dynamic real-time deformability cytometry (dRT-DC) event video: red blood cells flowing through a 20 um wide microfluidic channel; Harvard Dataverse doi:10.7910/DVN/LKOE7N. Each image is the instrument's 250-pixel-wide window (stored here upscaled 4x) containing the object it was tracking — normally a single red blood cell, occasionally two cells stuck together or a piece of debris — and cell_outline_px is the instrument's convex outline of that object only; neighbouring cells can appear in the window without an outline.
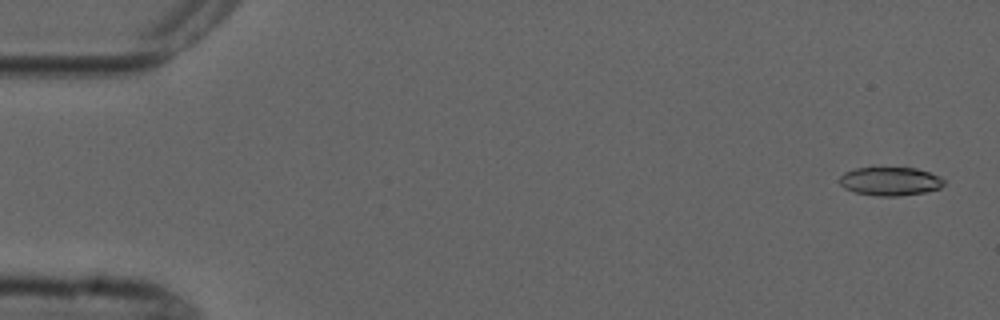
{"species": "common noctule bat (a hibernating species)", "species_latin": "Nyctalus noctula", "temperature_condition": "cold", "stored_images_in_passage": 4, "camera_frame_rate_fps": 3000, "um_per_image_px": 0.085, "animal": {"sex": "male", "forearm_length_mm": 52.5}, "frame": {"image": 1, "passage_image": 1, "time_ms": 0.0, "image_size_px": [1000, 320], "cell_outline_px": [[944, 184], [940, 188], [924, 192], [900, 196], [880, 196], [856, 192], [844, 188], [840, 184], [840, 176], [844, 172], [856, 168], [872, 164], [916, 168], [928, 172], [944, 180]], "centroid_in_image_um": [75.61, 15.35], "position_along_channel_um": 9.4, "area_um2": 17.98}}
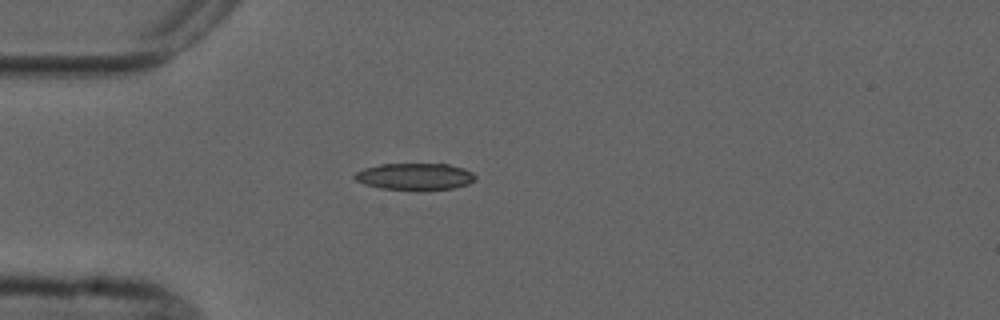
{"frame": {"image": 2, "passage_image": 4, "time_ms": 4.333, "image_size_px": [1000, 320], "cell_outline_px": [[476, 176], [468, 184], [452, 188], [380, 188], [364, 184], [356, 180], [352, 176], [356, 172], [364, 168], [380, 164], [448, 164], [464, 168], [472, 172]], "centroid_in_image_um": [35.23, 14.97], "position_along_channel_um": 49.8, "area_um2": 18.21}}